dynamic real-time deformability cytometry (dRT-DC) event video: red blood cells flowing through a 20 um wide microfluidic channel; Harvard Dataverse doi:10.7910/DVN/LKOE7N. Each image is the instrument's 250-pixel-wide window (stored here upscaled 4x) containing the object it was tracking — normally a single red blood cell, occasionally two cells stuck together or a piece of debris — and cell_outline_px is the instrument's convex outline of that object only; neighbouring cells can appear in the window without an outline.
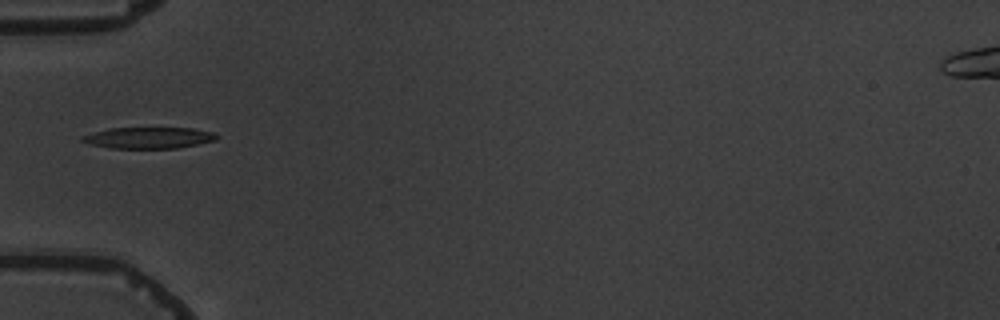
{"species": "common noctule bat (a hibernating species)", "species_latin": "Nyctalus noctula", "temperature_condition": "warm", "stored_images_in_passage": 1, "camera_frame_rate_fps": 3000, "um_per_image_px": 0.085, "animal": {"sex": "male", "body_mass_g": 19.5, "forearm_length_mm": 54.6}, "frame": {"image": 1, "passage_image": 1, "time_ms": 0.0, "image_size_px": [1000, 320], "cell_outline_px": [[220, 136], [216, 140], [176, 148], [108, 148], [92, 144], [80, 140], [80, 136], [108, 128], [192, 128], [212, 132]], "centroid_in_image_um": [12.62, 11.71], "position_along_channel_um": 72.4, "area_um2": 16.59}}